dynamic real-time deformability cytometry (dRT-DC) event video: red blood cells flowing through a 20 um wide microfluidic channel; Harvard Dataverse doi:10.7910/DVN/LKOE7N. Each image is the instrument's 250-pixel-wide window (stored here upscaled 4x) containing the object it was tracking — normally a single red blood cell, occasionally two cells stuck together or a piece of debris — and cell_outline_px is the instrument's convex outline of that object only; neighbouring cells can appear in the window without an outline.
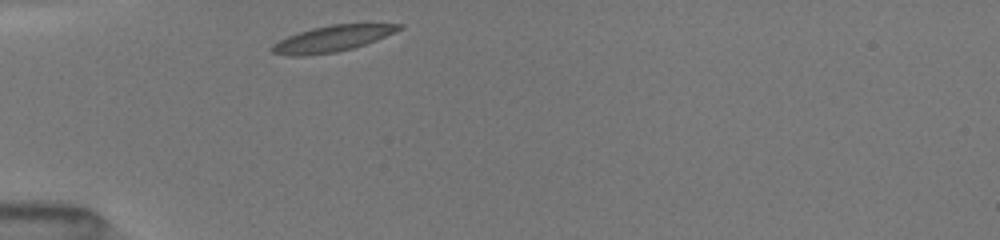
{"species": "common noctule bat (a hibernating species)", "species_latin": "Nyctalus noctula", "temperature_condition": "room temperature", "stored_images_in_passage": 4, "camera_frame_rate_fps": 3000, "um_per_image_px": 0.085, "animal": {"sex": "female", "body_mass_g": 19.5, "forearm_length_mm": 54.1}, "frame": {"image": 1, "passage_image": 1, "time_ms": 0.0, "image_size_px": [1000, 240], "cell_outline_px": [[404, 28], [376, 40], [352, 48], [336, 52], [304, 56], [292, 56], [272, 52], [268, 48], [272, 44], [288, 36], [312, 28], [332, 24], [404, 24]], "centroid_in_image_um": [28.22, 3.29], "position_along_channel_um": 56.8, "area_um2": 19.13}}
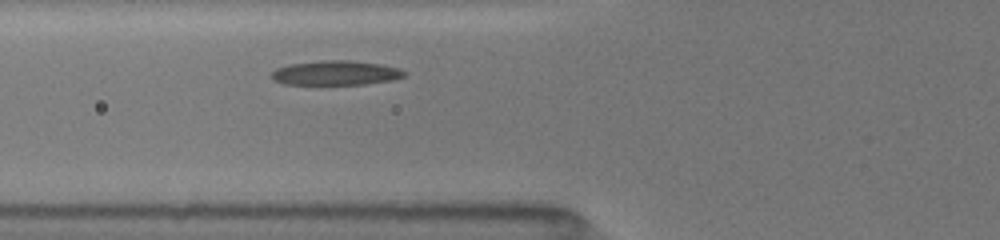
{"frame": {"image": 2, "passage_image": 4, "time_ms": 1.333, "image_size_px": [1000, 240], "cell_outline_px": [[408, 72], [404, 76], [392, 80], [364, 84], [284, 84], [272, 80], [268, 76], [276, 68], [288, 64], [320, 60], [348, 60], [376, 64], [396, 68]], "centroid_in_image_um": [28.45, 6.2], "position_along_channel_um": 97.4, "area_um2": 18.9}}